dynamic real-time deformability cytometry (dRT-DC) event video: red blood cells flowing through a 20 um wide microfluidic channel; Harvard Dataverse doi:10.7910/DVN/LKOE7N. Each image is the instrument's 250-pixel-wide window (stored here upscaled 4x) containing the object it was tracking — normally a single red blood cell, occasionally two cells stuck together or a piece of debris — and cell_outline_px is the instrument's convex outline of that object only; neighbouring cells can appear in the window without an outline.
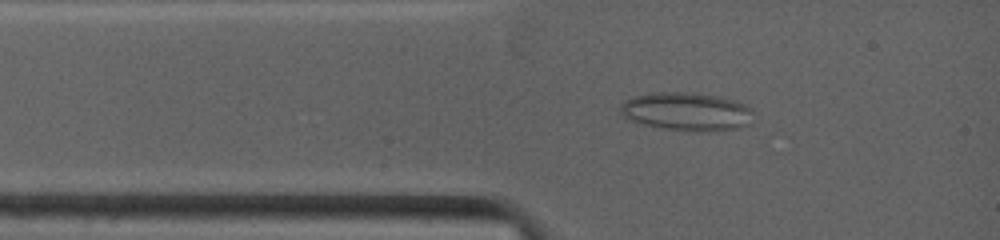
{"species": "common noctule bat (a hibernating species)", "species_latin": "Nyctalus noctula", "temperature_condition": "warm", "stored_images_in_passage": 14, "camera_frame_rate_fps": 4500, "um_per_image_px": 0.085, "animal": {"sex": "female", "body_mass_g": 19.0, "forearm_length_mm": 53.3}, "frame": {"image": 1, "passage_image": 4, "time_ms": 1.111, "image_size_px": [1000, 240], "cell_outline_px": [[752, 124], [740, 128], [716, 132], [700, 132], [664, 128], [644, 124], [632, 120], [624, 116], [620, 112], [620, 104], [624, 100], [636, 96], [664, 92], [684, 92], [716, 96], [732, 100], [744, 104], [752, 112]], "centroid_in_image_um": [58.41, 9.51], "position_along_channel_um": 26.6, "area_um2": 29.54}}
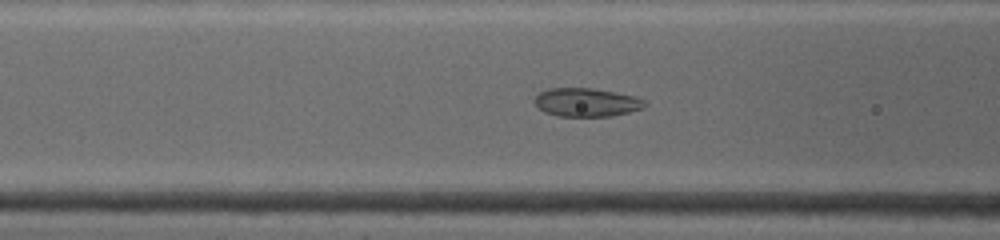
{"frame": {"image": 2, "passage_image": 10, "time_ms": 3.556, "image_size_px": [1000, 240], "cell_outline_px": [[648, 104], [644, 108], [612, 116], [560, 116], [544, 112], [532, 100], [540, 92], [548, 88], [592, 88], [636, 96], [644, 100]], "centroid_in_image_um": [49.86, 8.69], "position_along_channel_um": 116.7, "area_um2": 18.32}}
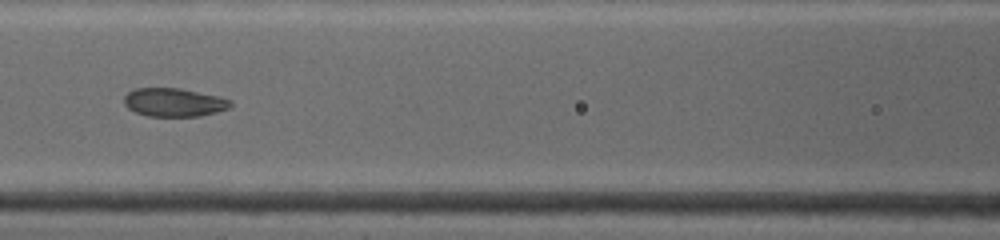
{"frame": {"image": 3, "passage_image": 12, "time_ms": 4.444, "image_size_px": [1000, 240], "cell_outline_px": [[232, 104], [228, 108], [216, 112], [200, 116], [148, 116], [136, 112], [128, 108], [124, 104], [124, 96], [128, 92], [136, 88], [180, 88], [220, 96], [232, 100]], "centroid_in_image_um": [14.8, 8.69], "position_along_channel_um": 151.8, "area_um2": 17.69}}